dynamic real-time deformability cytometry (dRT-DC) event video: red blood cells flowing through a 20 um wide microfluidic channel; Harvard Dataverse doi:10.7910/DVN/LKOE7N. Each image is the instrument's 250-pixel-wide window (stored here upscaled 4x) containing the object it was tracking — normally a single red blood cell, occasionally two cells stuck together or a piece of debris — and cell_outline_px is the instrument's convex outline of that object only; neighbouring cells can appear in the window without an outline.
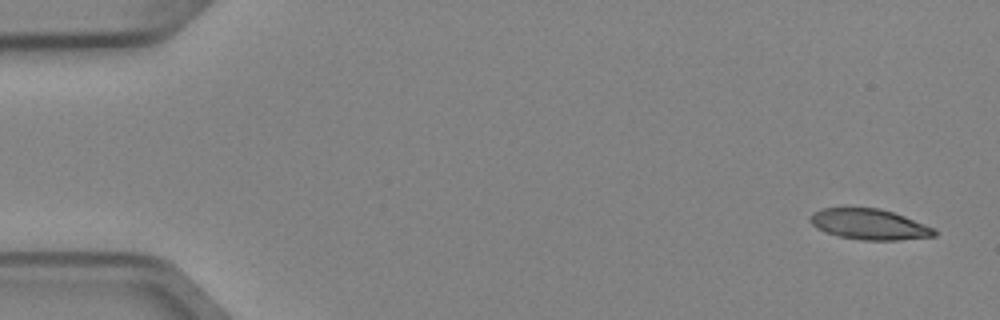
{"species": "Egyptian fruit bat (a non-hibernating species)", "species_latin": "Rousettus aegyptiacus", "temperature_condition": "cold", "stored_images_in_passage": 5, "camera_frame_rate_fps": 3000, "um_per_image_px": 0.085, "animal": {"sex": "female"}, "frame": {"image": 1, "passage_image": 1, "time_ms": 0.0, "image_size_px": [1000, 320], "cell_outline_px": [[940, 232], [936, 236], [900, 240], [860, 240], [840, 236], [824, 232], [816, 228], [808, 220], [808, 216], [812, 212], [824, 208], [880, 208], [904, 216], [936, 228]], "centroid_in_image_um": [73.91, 19.07], "position_along_channel_um": 11.1, "area_um2": 22.43}}
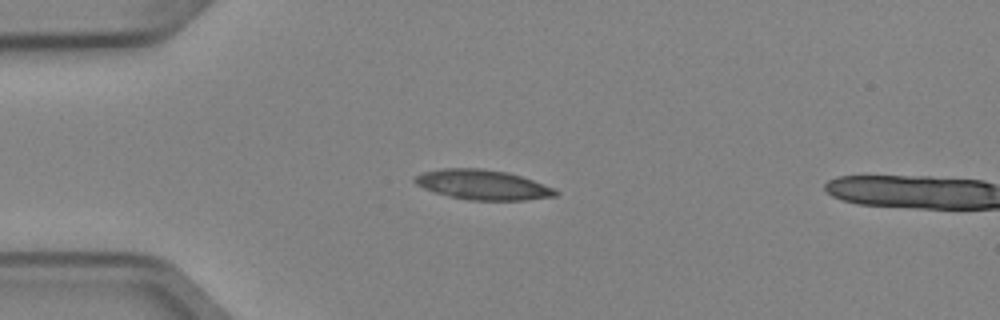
{"frame": {"image": 2, "passage_image": 4, "time_ms": 1.0, "image_size_px": [1000, 320], "cell_outline_px": [[560, 192], [556, 196], [524, 200], [472, 200], [448, 196], [424, 188], [416, 184], [412, 180], [416, 176], [424, 172], [444, 168], [480, 168], [508, 172], [556, 188]], "centroid_in_image_um": [41.06, 15.7], "position_along_channel_um": 43.9, "area_um2": 24.39}}